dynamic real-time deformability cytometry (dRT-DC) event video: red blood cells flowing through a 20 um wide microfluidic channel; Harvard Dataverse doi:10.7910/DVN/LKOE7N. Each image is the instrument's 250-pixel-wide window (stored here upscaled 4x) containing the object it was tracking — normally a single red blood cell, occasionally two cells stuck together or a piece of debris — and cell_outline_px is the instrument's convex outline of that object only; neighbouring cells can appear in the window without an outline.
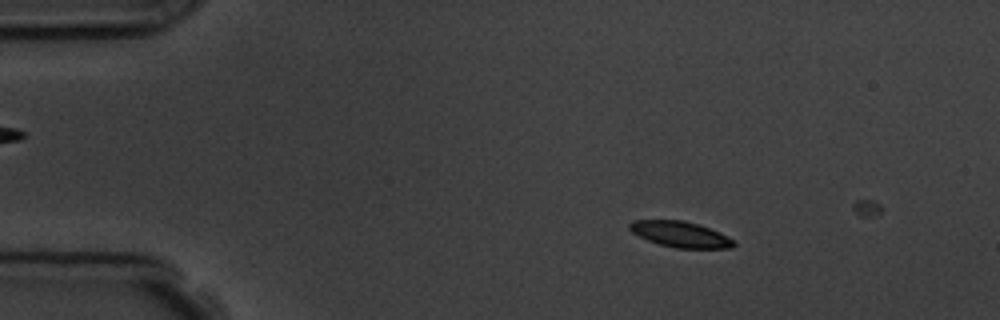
{"species": "common noctule bat (a hibernating species)", "species_latin": "Nyctalus noctula", "temperature_condition": "room temperature", "stored_images_in_passage": 4, "camera_frame_rate_fps": 3000, "um_per_image_px": 0.085, "animal": {"sex": "male", "body_mass_g": 19.5, "forearm_length_mm": 54.6}, "frame": {"image": 1, "passage_image": 2, "time_ms": 1.0, "image_size_px": [1000, 320], "cell_outline_px": [[736, 244], [732, 248], [676, 248], [660, 244], [648, 240], [632, 232], [628, 228], [628, 224], [632, 220], [684, 220], [720, 232], [732, 240]], "centroid_in_image_um": [57.81, 19.91], "position_along_channel_um": 27.2, "area_um2": 15.49}}